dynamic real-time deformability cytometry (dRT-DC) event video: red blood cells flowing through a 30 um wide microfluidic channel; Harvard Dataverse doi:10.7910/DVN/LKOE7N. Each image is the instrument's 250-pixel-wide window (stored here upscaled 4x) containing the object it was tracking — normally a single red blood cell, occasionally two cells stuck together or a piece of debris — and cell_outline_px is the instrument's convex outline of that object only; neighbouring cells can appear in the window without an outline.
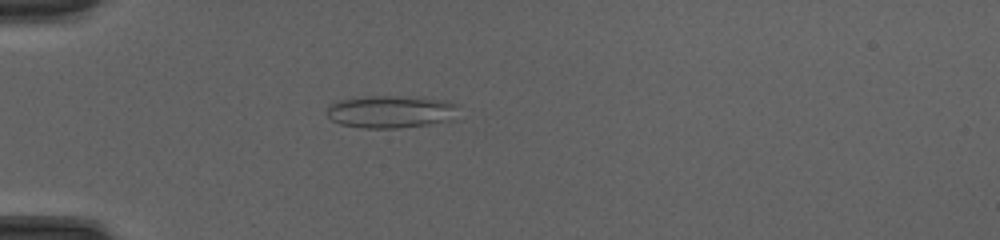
{"species": "common noctule bat (a hibernating species)", "species_latin": "Nyctalus noctula", "temperature_condition": "cold", "stored_images_in_passage": 50, "camera_frame_rate_fps": 3000, "um_per_image_px": 0.085, "animal": {"sex": "female", "body_mass_g": 20.0, "forearm_length_mm": 54.0}, "frame": {"image": 1, "passage_image": 16, "time_ms": 5.0, "image_size_px": [1000, 240], "cell_outline_px": [[460, 104], [456, 120], [400, 128], [364, 128], [340, 124], [332, 120], [324, 112], [328, 104], [340, 100], [364, 96], [424, 96], [444, 100]], "centroid_in_image_um": [33.28, 9.48], "position_along_channel_um": 51.7, "area_um2": 25.78}}
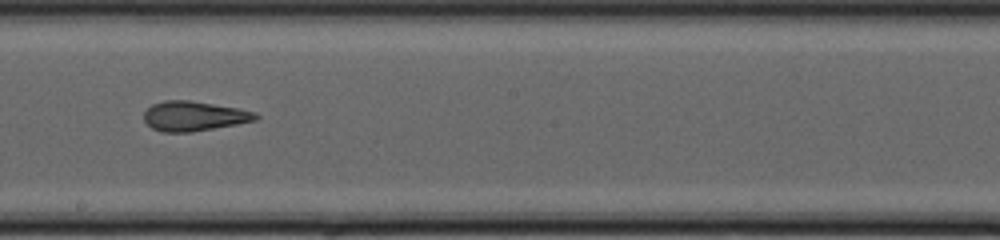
{"frame": {"image": 2, "passage_image": 30, "time_ms": 9.667, "image_size_px": [1000, 240], "cell_outline_px": [[260, 116], [256, 120], [236, 124], [192, 132], [160, 132], [152, 128], [144, 120], [144, 112], [152, 104], [164, 100], [188, 100], [240, 108], [256, 112]], "centroid_in_image_um": [16.49, 9.86], "position_along_channel_um": 231.7, "area_um2": 19.42}}
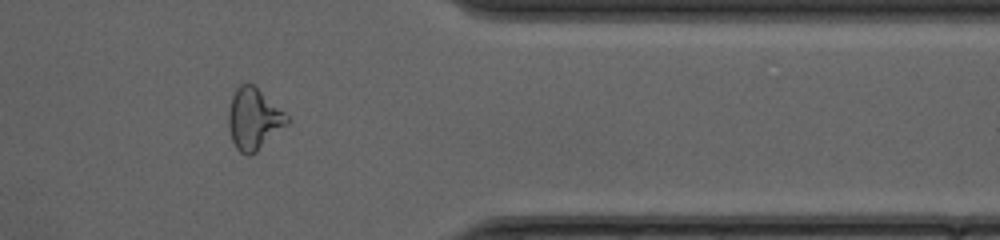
{"frame": {"image": 3, "passage_image": 42, "time_ms": 13.667, "image_size_px": [1000, 240], "cell_outline_px": [[292, 120], [288, 124], [256, 152], [248, 156], [240, 152], [236, 148], [232, 140], [228, 128], [228, 112], [232, 96], [236, 88], [240, 84], [252, 84], [284, 112]], "centroid_in_image_um": [21.56, 10.13], "position_along_channel_um": 389.8, "area_um2": 20.81}, "authors_computed_cell_mechanics": {"area_um2": 21.5016, "velocity_mm_per_s": 4.2492, "shape_relaxation_time_tau1_ms": null, "shape_relaxation_time_tau2_ms": 2.1589, "deformation_change_tau1": null, "deformation_change_tau2": 0.1056}}